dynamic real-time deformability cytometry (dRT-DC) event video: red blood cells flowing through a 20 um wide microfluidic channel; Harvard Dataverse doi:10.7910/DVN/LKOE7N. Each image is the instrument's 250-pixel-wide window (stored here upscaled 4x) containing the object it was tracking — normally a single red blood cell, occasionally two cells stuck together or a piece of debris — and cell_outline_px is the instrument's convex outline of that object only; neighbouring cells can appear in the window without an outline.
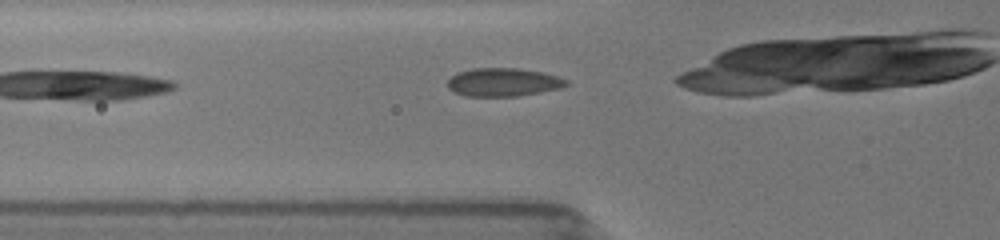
{"species": "common noctule bat (a hibernating species)", "species_latin": "Nyctalus noctula", "temperature_condition": "room temperature", "stored_images_in_passage": 14, "camera_frame_rate_fps": 3000, "um_per_image_px": 0.085, "animal": {"sex": "female", "body_mass_g": 19.5, "forearm_length_mm": 54.1}, "frame": {"image": 1, "passage_image": 3, "time_ms": 0.667, "image_size_px": [1000, 240], "cell_outline_px": [[568, 84], [560, 88], [540, 92], [516, 96], [464, 96], [452, 92], [448, 88], [448, 80], [456, 72], [472, 68], [520, 68], [544, 72], [568, 80]], "centroid_in_image_um": [42.74, 6.98], "position_along_channel_um": 83.1, "area_um2": 19.71}}
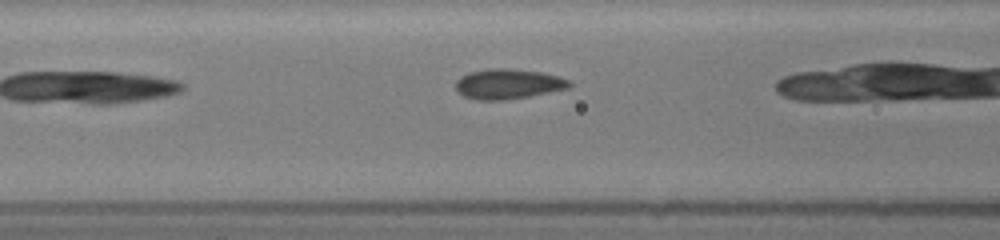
{"frame": {"image": 2, "passage_image": 5, "time_ms": 1.667, "image_size_px": [1000, 240], "cell_outline_px": [[572, 84], [568, 88], [528, 96], [504, 100], [476, 100], [464, 96], [456, 92], [456, 80], [460, 76], [468, 72], [488, 68], [508, 68], [540, 72], [560, 76], [568, 80]], "centroid_in_image_um": [43.14, 7.13], "position_along_channel_um": 123.5, "area_um2": 20.0}}
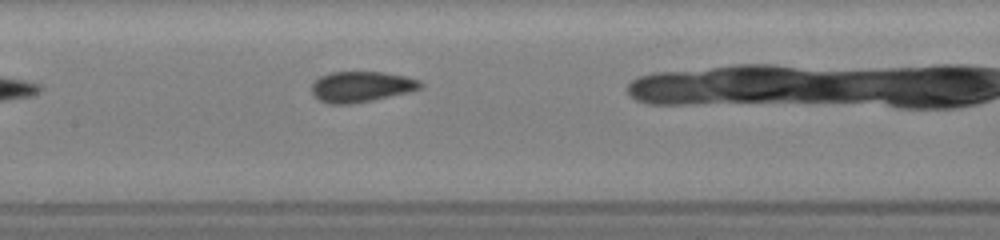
{"frame": {"image": 3, "passage_image": 8, "time_ms": 3.0, "image_size_px": [1000, 240], "cell_outline_px": [[424, 84], [420, 88], [408, 92], [372, 100], [352, 104], [328, 104], [320, 100], [312, 92], [312, 84], [320, 76], [332, 72], [384, 72], [404, 76], [420, 80]], "centroid_in_image_um": [30.71, 7.37], "position_along_channel_um": 176.7, "area_um2": 19.31}}